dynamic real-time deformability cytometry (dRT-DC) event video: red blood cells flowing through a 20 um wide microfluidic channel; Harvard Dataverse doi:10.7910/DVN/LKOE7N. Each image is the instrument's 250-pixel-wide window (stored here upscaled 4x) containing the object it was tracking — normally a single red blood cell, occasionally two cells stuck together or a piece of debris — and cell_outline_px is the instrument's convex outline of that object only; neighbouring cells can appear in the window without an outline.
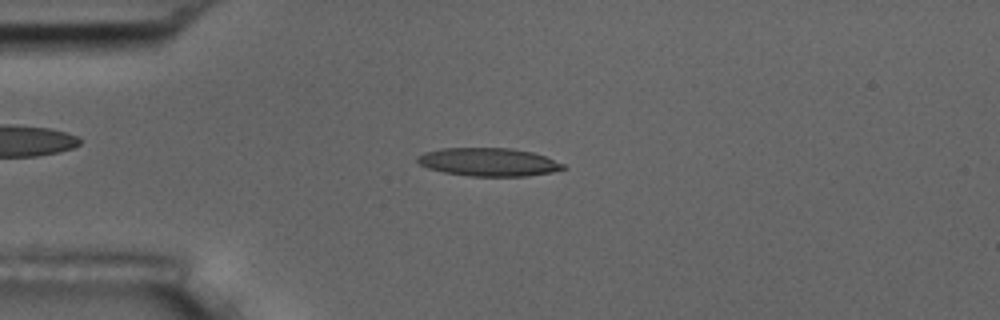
{"species": "common noctule bat (a hibernating species)", "species_latin": "Nyctalus noctula", "temperature_condition": "room temperature", "stored_images_in_passage": 8, "camera_frame_rate_fps": 3000, "um_per_image_px": 0.085, "animal": {"sex": "male", "body_mass_g": 17.5, "forearm_length_mm": 52.3}, "frame": {"image": 1, "passage_image": 3, "time_ms": 2.333, "image_size_px": [1000, 320], "cell_outline_px": [[568, 168], [552, 172], [528, 176], [468, 176], [444, 172], [428, 168], [420, 164], [416, 160], [424, 152], [444, 148], [512, 148], [532, 152], [544, 156], [564, 164]], "centroid_in_image_um": [41.56, 13.78], "position_along_channel_um": 43.4, "area_um2": 23.87}}
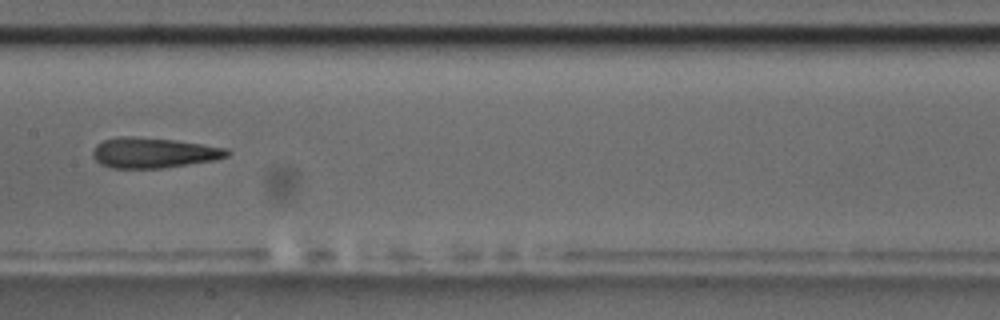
{"frame": {"image": 2, "passage_image": 7, "time_ms": 7.0, "image_size_px": [1000, 320], "cell_outline_px": [[232, 152], [228, 156], [216, 160], [164, 168], [112, 168], [100, 164], [92, 156], [92, 152], [96, 144], [104, 140], [120, 136], [132, 136], [176, 140], [204, 144], [228, 148]], "centroid_in_image_um": [13.08, 12.98], "position_along_channel_um": 194.3, "area_um2": 24.04}}
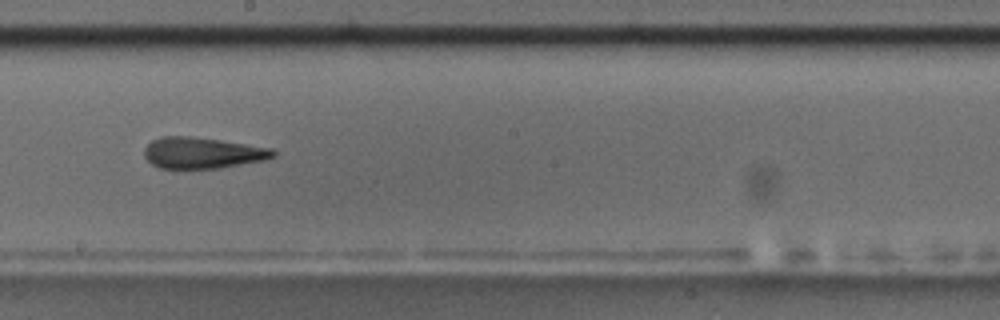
{"frame": {"image": 3, "passage_image": 8, "time_ms": 8.0, "image_size_px": [1000, 320], "cell_outline_px": [[276, 156], [264, 160], [220, 168], [160, 168], [152, 164], [144, 156], [144, 148], [152, 140], [160, 136], [192, 136], [220, 140], [272, 148], [276, 152]], "centroid_in_image_um": [17.2, 12.99], "position_along_channel_um": 231.0, "area_um2": 23.41}}